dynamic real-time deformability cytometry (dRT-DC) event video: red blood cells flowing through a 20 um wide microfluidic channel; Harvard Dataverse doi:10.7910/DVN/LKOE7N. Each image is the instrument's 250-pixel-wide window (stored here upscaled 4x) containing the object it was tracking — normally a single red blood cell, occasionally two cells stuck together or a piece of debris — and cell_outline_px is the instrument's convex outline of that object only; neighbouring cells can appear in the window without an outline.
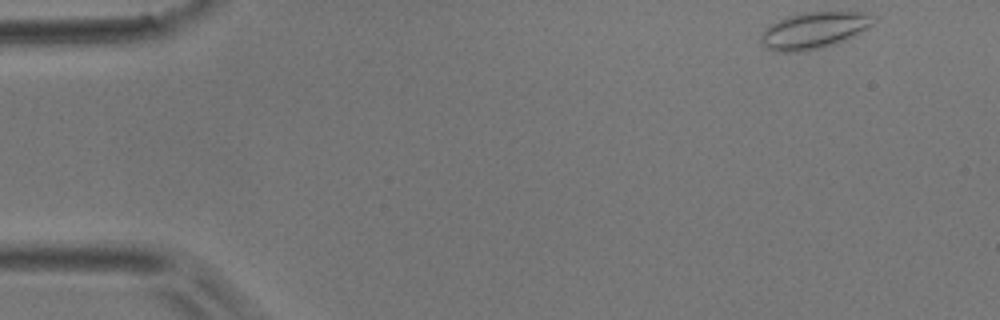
{"species": "common noctule bat (a hibernating species)", "species_latin": "Nyctalus noctula", "temperature_condition": "room temperature", "stored_images_in_passage": 47, "camera_frame_rate_fps": 3000, "um_per_image_px": 0.085, "animal": {"sex": "male", "body_mass_g": 17.9}, "frame": {"image": 1, "passage_image": 1, "time_ms": 0.0, "image_size_px": [1000, 320], "cell_outline_px": [[876, 20], [872, 24], [852, 36], [844, 40], [832, 44], [800, 52], [772, 52], [760, 40], [760, 36], [768, 24], [788, 16], [804, 12], [864, 12], [876, 16]], "centroid_in_image_um": [69.15, 2.57], "position_along_channel_um": 15.9, "area_um2": 23.76}}
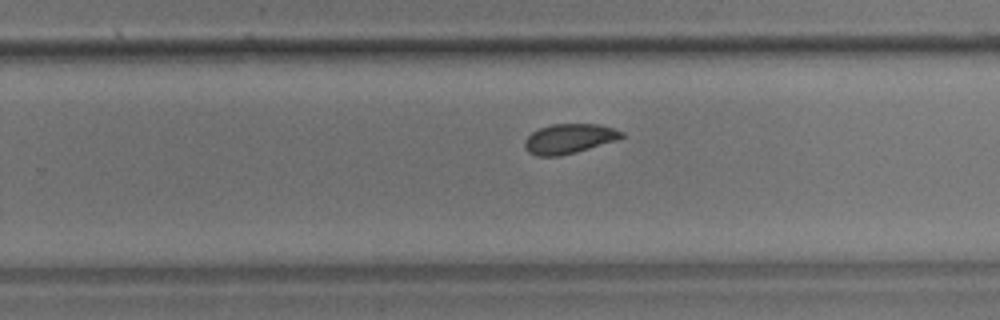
{"frame": {"image": 2, "passage_image": 29, "time_ms": 9.333, "image_size_px": [1000, 320], "cell_outline_px": [[624, 136], [620, 140], [576, 152], [560, 156], [536, 156], [528, 152], [524, 148], [524, 140], [532, 132], [540, 128], [552, 124], [600, 124], [624, 132]], "centroid_in_image_um": [48.39, 11.8], "position_along_channel_um": 281.4, "area_um2": 16.99}}
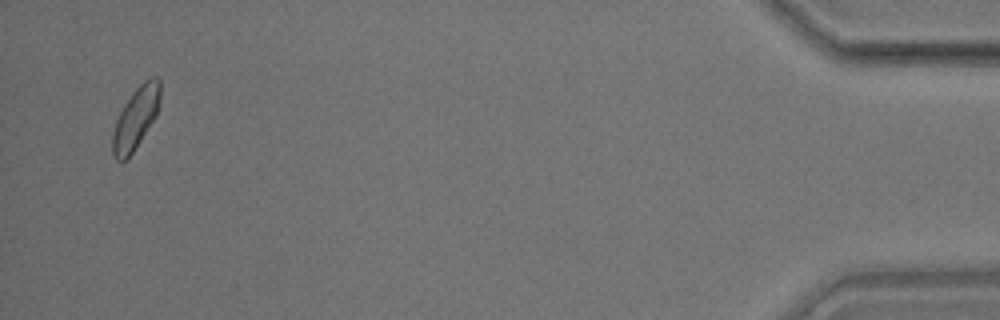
{"frame": {"image": 3, "passage_image": 46, "time_ms": 15.0, "image_size_px": [1000, 320], "cell_outline_px": [[160, 100], [156, 116], [132, 152], [124, 160], [116, 160], [112, 156], [112, 132], [116, 120], [124, 104], [132, 92], [144, 80], [152, 76], [156, 76], [160, 80]], "centroid_in_image_um": [11.53, 10.0], "position_along_channel_um": 423.7, "area_um2": 16.99}, "authors_computed_cell_mechanics": {"area_um2": 17.2822, "velocity_mm_per_s": 3.9502, "shape_relaxation_time_tau1_ms": 3.2154, "shape_relaxation_time_tau2_ms": 0.9485, "deformation_change_tau1": 0.0675, "deformation_change_tau2": 0.0412}}